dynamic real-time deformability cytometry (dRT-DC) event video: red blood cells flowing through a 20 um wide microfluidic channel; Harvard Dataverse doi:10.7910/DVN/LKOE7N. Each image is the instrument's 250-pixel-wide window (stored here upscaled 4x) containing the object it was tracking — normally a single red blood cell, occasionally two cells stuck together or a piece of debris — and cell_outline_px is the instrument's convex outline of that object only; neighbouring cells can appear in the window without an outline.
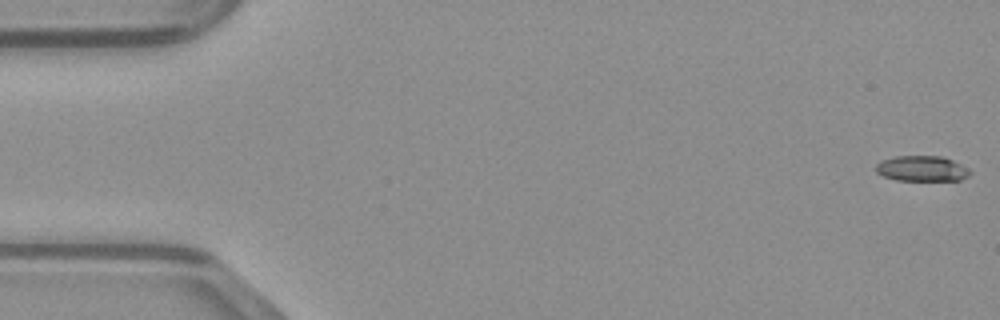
{"species": "common noctule bat (a hibernating species)", "species_latin": "Nyctalus noctula", "temperature_condition": "warm", "stored_images_in_passage": 28, "camera_frame_rate_fps": 3000, "um_per_image_px": 0.085, "animal": {"sex": "male", "body_mass_g": 23.1, "forearm_length_mm": 52.7}, "frame": {"image": 1, "passage_image": 1, "time_ms": 0.0, "image_size_px": [1000, 320], "cell_outline_px": [[972, 172], [968, 176], [960, 180], [896, 180], [884, 176], [876, 172], [876, 164], [880, 160], [892, 156], [944, 156], [968, 168]], "centroid_in_image_um": [78.34, 14.32], "position_along_channel_um": 6.7, "area_um2": 14.05}}